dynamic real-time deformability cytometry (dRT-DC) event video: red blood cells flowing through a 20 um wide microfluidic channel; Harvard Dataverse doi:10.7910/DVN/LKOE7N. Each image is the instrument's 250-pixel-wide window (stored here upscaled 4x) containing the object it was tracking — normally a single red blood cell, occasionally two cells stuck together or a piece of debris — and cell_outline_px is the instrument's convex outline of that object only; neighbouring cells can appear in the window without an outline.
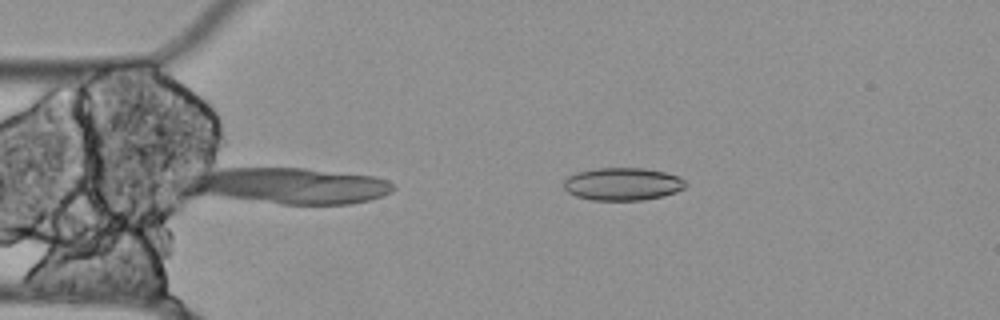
{"species": "Egyptian fruit bat (a non-hibernating species)", "species_latin": "Rousettus aegyptiacus", "temperature_condition": "cold", "stored_images_in_passage": 49, "camera_frame_rate_fps": 3000, "um_per_image_px": 0.085, "animal": {"sex": "female"}, "frame": {"image": 1, "passage_image": 5, "time_ms": 1.333, "image_size_px": [1000, 320], "cell_outline_px": [[688, 184], [684, 188], [676, 192], [664, 196], [644, 200], [592, 200], [576, 196], [568, 192], [564, 188], [564, 180], [568, 176], [576, 172], [596, 168], [644, 168], [664, 172], [680, 176]], "centroid_in_image_um": [52.94, 15.64], "position_along_channel_um": 32.1, "area_um2": 23.41}}
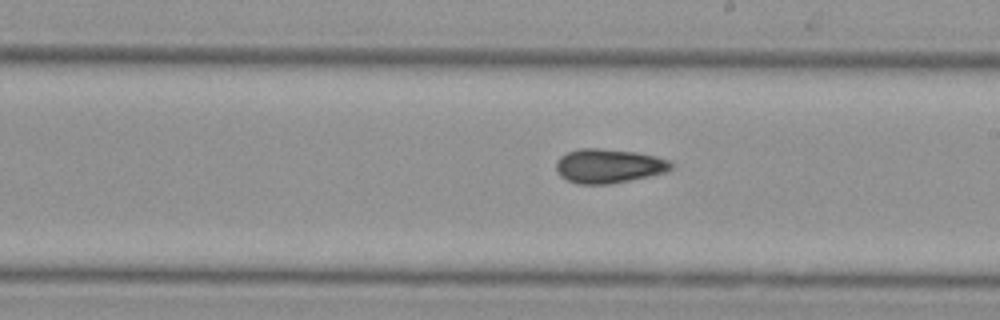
{"frame": {"image": 2, "passage_image": 25, "time_ms": 8.0, "image_size_px": [1000, 320], "cell_outline_px": [[676, 164], [672, 168], [664, 172], [648, 176], [608, 184], [576, 184], [560, 176], [556, 172], [556, 160], [560, 156], [568, 152], [580, 148], [600, 148], [636, 152], [656, 156], [668, 160]], "centroid_in_image_um": [51.71, 14.1], "position_along_channel_um": 237.3, "area_um2": 22.95}}
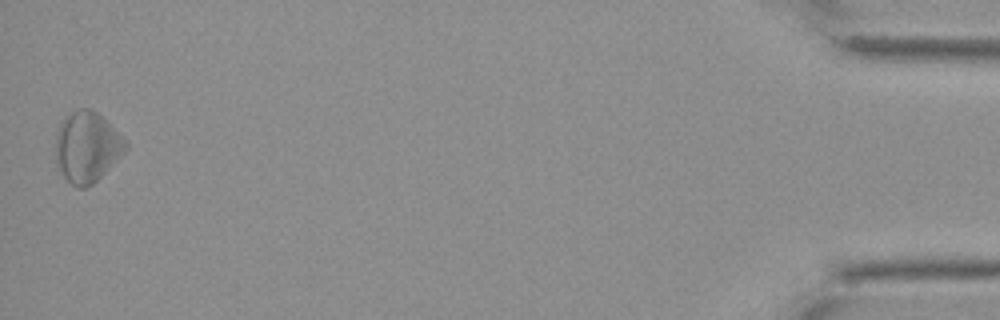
{"frame": {"image": 3, "passage_image": 49, "time_ms": 16.0, "image_size_px": [1000, 320], "cell_outline_px": [[128, 148], [92, 184], [84, 188], [76, 188], [56, 168], [56, 132], [60, 120], [72, 112], [80, 108], [88, 108], [96, 112], [128, 144]], "centroid_in_image_um": [7.33, 12.5], "position_along_channel_um": 427.9, "area_um2": 28.26}}